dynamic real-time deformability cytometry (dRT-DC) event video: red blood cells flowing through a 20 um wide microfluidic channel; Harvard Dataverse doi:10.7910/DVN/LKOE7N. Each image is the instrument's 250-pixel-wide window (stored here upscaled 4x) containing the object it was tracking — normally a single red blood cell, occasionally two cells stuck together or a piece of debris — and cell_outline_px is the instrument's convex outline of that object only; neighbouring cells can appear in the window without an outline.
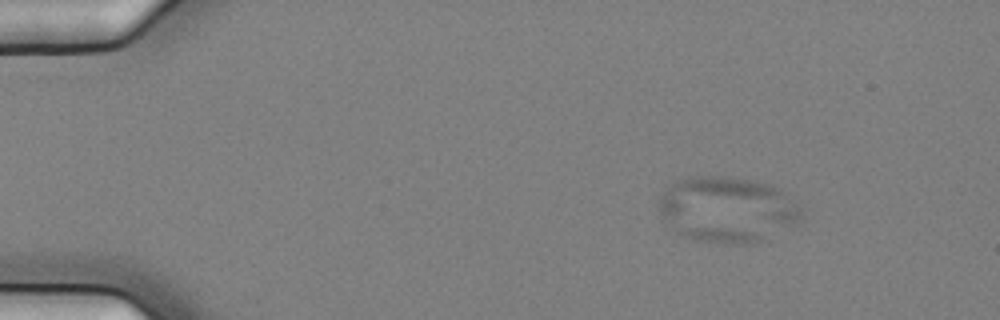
{"species": "common noctule bat (a hibernating species)", "species_latin": "Nyctalus noctula", "temperature_condition": "cold", "stored_images_in_passage": 6, "camera_frame_rate_fps": 3000, "um_per_image_px": 0.085, "animal": {"sex": "female", "body_mass_g": 25.1}, "frame": {"image": 1, "passage_image": 4, "time_ms": 1.0, "image_size_px": [1000, 320], "cell_outline_px": [[800, 216], [796, 220], [760, 240], [752, 244], [736, 244], [700, 240], [684, 236], [676, 232], [664, 220], [660, 212], [660, 196], [672, 184], [680, 180], [696, 176], [720, 176], [748, 180], [780, 188], [800, 208]], "centroid_in_image_um": [61.75, 17.8], "position_along_channel_um": 23.3, "area_um2": 52.89}}
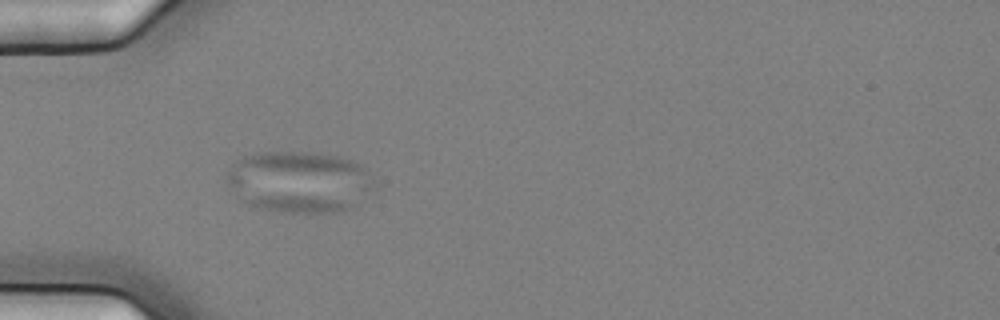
{"frame": {"image": 2, "passage_image": 6, "time_ms": 1.667, "image_size_px": [1000, 320], "cell_outline_px": [[380, 184], [360, 204], [352, 208], [340, 212], [284, 212], [260, 208], [240, 200], [224, 180], [224, 176], [244, 156], [260, 152], [316, 152], [336, 156], [352, 160], [360, 164]], "centroid_in_image_um": [25.53, 15.47], "position_along_channel_um": 59.5, "area_um2": 53.47}}